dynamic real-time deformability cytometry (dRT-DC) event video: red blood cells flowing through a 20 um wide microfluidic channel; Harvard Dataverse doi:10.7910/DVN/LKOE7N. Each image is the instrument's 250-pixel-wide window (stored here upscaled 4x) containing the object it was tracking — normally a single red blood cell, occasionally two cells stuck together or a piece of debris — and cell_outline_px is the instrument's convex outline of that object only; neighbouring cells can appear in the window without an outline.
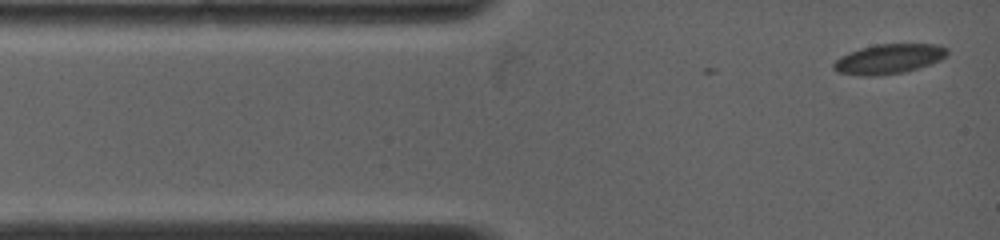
{"species": "common noctule bat (a hibernating species)", "species_latin": "Nyctalus noctula", "temperature_condition": "warm", "stored_images_in_passage": 2, "camera_frame_rate_fps": 5000, "um_per_image_px": 0.085, "animal": {"sex": "female", "body_mass_g": 19.0, "forearm_length_mm": 53.3}, "frame": {"image": 1, "passage_image": 2, "time_ms": 0.2, "image_size_px": [1000, 240], "cell_outline_px": [[948, 56], [932, 64], [904, 72], [876, 76], [860, 76], [836, 72], [832, 68], [832, 64], [840, 56], [860, 48], [880, 44], [936, 44], [948, 48]], "centroid_in_image_um": [75.55, 5.02], "position_along_channel_um": 9.4, "area_um2": 19.88}}